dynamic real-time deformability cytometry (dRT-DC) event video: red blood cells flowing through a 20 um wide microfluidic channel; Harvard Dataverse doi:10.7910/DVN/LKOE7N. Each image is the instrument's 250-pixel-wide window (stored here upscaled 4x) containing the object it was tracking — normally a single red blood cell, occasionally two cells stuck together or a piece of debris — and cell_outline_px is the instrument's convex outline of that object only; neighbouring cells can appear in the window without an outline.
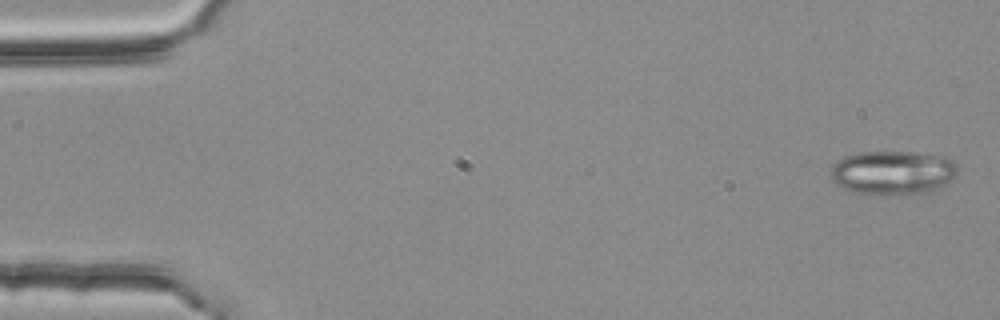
{"species": "common noctule bat (a hibernating species)", "species_latin": "Nyctalus noctula", "temperature_condition": "room temperature", "stored_images_in_passage": 5, "camera_frame_rate_fps": 3000, "um_per_image_px": 0.085, "animal": {"sex": "female", "body_mass_g": 25.1}, "frame": {"image": 1, "passage_image": 1, "time_ms": 0.0, "image_size_px": [1000, 320], "cell_outline_px": [[956, 172], [944, 184], [928, 192], [904, 196], [900, 196], [852, 192], [840, 188], [832, 180], [832, 164], [836, 160], [844, 156], [860, 152], [908, 152], [932, 156], [952, 160], [956, 164]], "centroid_in_image_um": [75.79, 14.7], "position_along_channel_um": 9.2, "area_um2": 32.31}}